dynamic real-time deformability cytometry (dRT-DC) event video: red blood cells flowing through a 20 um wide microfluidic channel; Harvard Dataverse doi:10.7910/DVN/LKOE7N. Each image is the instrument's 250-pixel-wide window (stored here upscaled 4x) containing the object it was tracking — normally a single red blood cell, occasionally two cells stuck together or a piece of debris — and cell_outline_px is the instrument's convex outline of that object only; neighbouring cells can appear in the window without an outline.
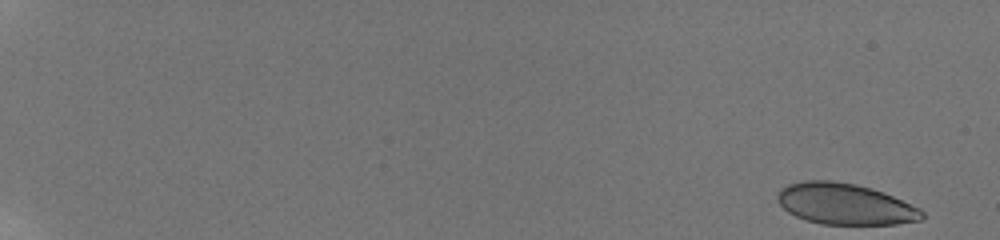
{"species": "human", "species_latin": "Homo sapiens", "temperature_condition": "room temperature", "stored_images_in_passage": 53, "camera_frame_rate_fps": 3000, "um_per_image_px": 0.085, "donor": {"sex": "male"}, "frame": {"image": 1, "passage_image": 1, "time_ms": 0.0, "image_size_px": [1000, 240], "cell_outline_px": [[924, 216], [920, 220], [896, 224], [820, 224], [804, 220], [788, 212], [776, 200], [776, 196], [780, 188], [788, 184], [804, 180], [832, 180], [856, 184], [872, 188], [884, 192], [920, 208], [924, 212]], "centroid_in_image_um": [71.8, 17.33], "position_along_channel_um": 13.2, "area_um2": 34.91}}
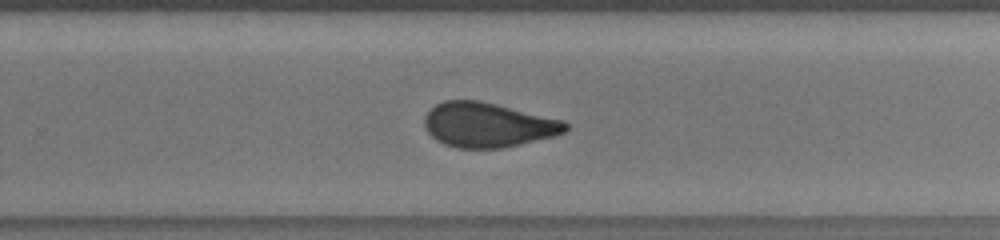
{"frame": {"image": 2, "passage_image": 35, "time_ms": 13.0, "image_size_px": [1000, 240], "cell_outline_px": [[568, 128], [564, 132], [556, 136], [504, 148], [456, 148], [444, 144], [436, 140], [424, 128], [424, 116], [436, 104], [444, 100], [480, 100], [564, 120], [568, 124]], "centroid_in_image_um": [41.47, 10.62], "position_along_channel_um": 288.3, "area_um2": 36.93}}
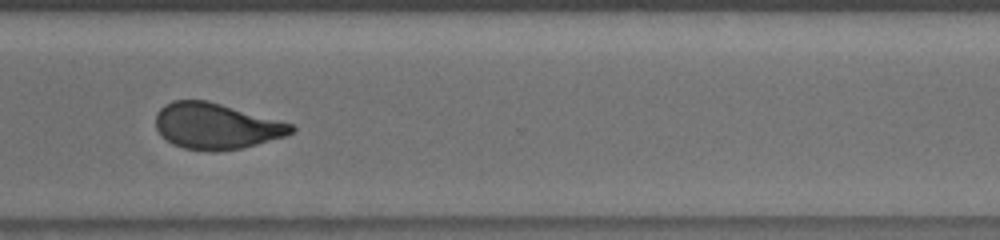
{"frame": {"image": 3, "passage_image": 39, "time_ms": 14.667, "image_size_px": [1000, 240], "cell_outline_px": [[296, 128], [292, 132], [284, 136], [256, 144], [240, 148], [184, 148], [172, 144], [156, 128], [156, 112], [164, 104], [172, 100], [208, 100], [292, 124]], "centroid_in_image_um": [18.34, 10.66], "position_along_channel_um": 352.3, "area_um2": 35.2}, "authors_computed_cell_mechanics": {"area_um2": 36.5296, "velocity_mm_per_s": 3.8207, "shape_relaxation_time_tau1_ms": 6.9067, "shape_relaxation_time_tau2_ms": 0.9631, "deformation_change_tau1": 0.1794, "deformation_change_tau2": 0.0693}}